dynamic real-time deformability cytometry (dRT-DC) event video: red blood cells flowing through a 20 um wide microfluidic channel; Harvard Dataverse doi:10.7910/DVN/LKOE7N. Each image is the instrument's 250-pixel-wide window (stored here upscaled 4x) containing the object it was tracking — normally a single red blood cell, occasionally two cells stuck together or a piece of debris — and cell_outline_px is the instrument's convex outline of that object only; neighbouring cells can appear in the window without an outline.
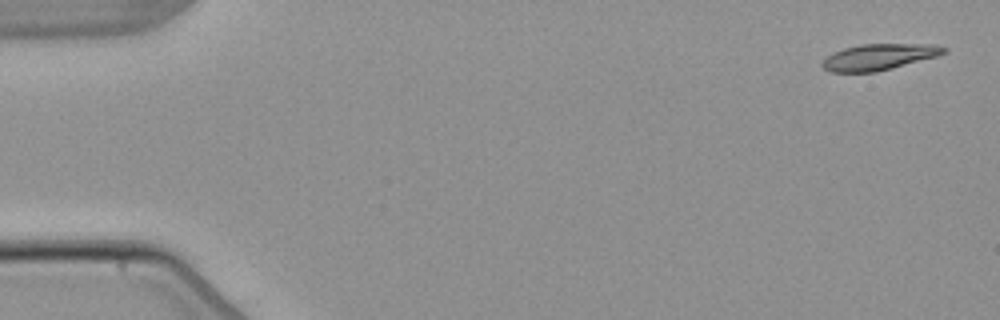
{"species": "common noctule bat (a hibernating species)", "species_latin": "Nyctalus noctula", "temperature_condition": "warm", "stored_images_in_passage": 6, "camera_frame_rate_fps": 3000, "um_per_image_px": 0.085, "animal": {"sex": "male", "body_mass_g": 21.5, "forearm_length_mm": 52.0}, "frame": {"image": 1, "passage_image": 1, "time_ms": 0.0, "image_size_px": [1000, 320], "cell_outline_px": [[948, 52], [936, 56], [892, 68], [876, 72], [828, 72], [820, 64], [832, 52], [844, 48], [860, 44], [932, 44], [948, 48]], "centroid_in_image_um": [74.7, 4.84], "position_along_channel_um": 10.3, "area_um2": 18.5}}
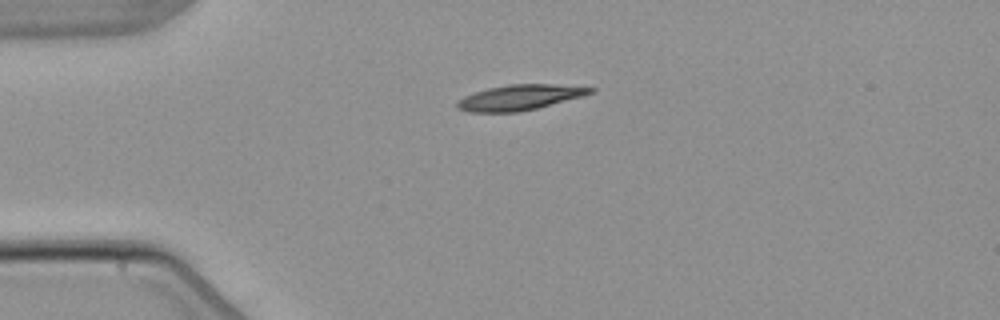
{"frame": {"image": 2, "passage_image": 4, "time_ms": 3.667, "image_size_px": [1000, 320], "cell_outline_px": [[596, 88], [592, 92], [580, 96], [536, 108], [520, 112], [468, 112], [456, 108], [456, 100], [464, 96], [488, 88], [508, 84], [552, 84]], "centroid_in_image_um": [44.08, 8.28], "position_along_channel_um": 40.9, "area_um2": 19.42}}
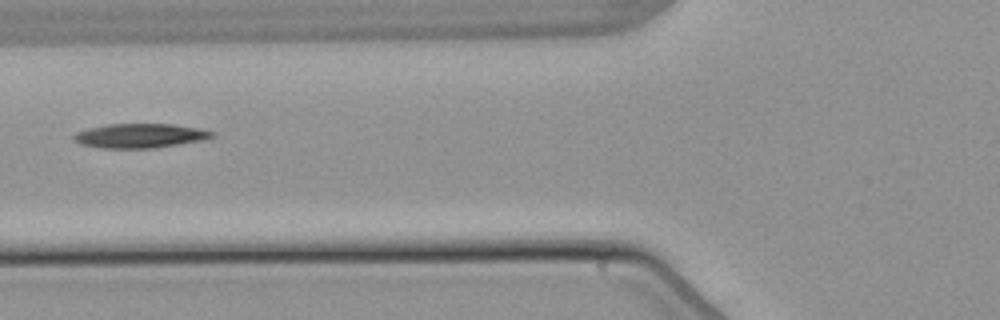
{"frame": {"image": 3, "passage_image": 6, "time_ms": 6.333, "image_size_px": [1000, 320], "cell_outline_px": [[216, 132], [212, 136], [204, 140], [156, 148], [100, 148], [80, 144], [72, 140], [72, 136], [76, 132], [88, 128], [108, 124], [176, 124], [200, 128]], "centroid_in_image_um": [11.89, 11.54], "position_along_channel_um": 113.9, "area_um2": 19.83}}